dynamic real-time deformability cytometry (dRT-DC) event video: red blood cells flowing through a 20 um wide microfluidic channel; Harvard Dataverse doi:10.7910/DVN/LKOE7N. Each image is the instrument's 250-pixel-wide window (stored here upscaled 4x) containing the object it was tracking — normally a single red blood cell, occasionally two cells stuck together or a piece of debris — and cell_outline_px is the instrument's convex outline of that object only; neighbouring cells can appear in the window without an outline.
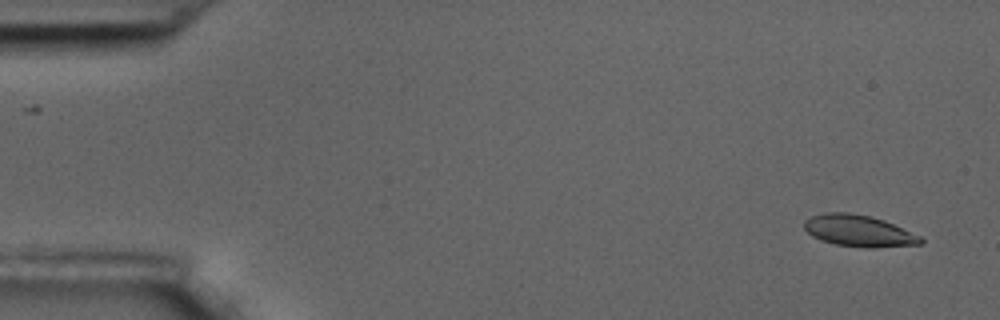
{"species": "common noctule bat (a hibernating species)", "species_latin": "Nyctalus noctula", "temperature_condition": "room temperature", "stored_images_in_passage": 57, "camera_frame_rate_fps": 3000, "um_per_image_px": 0.085, "animal": {"sex": "male", "body_mass_g": 17.5, "forearm_length_mm": 52.3}, "frame": {"image": 1, "passage_image": 2, "time_ms": 0.333, "image_size_px": [1000, 320], "cell_outline_px": [[924, 240], [920, 244], [876, 248], [868, 248], [836, 244], [820, 240], [812, 236], [804, 228], [804, 220], [812, 216], [824, 212], [848, 212], [872, 216], [884, 220], [920, 236]], "centroid_in_image_um": [72.98, 19.61], "position_along_channel_um": 12.0, "area_um2": 21.44}}
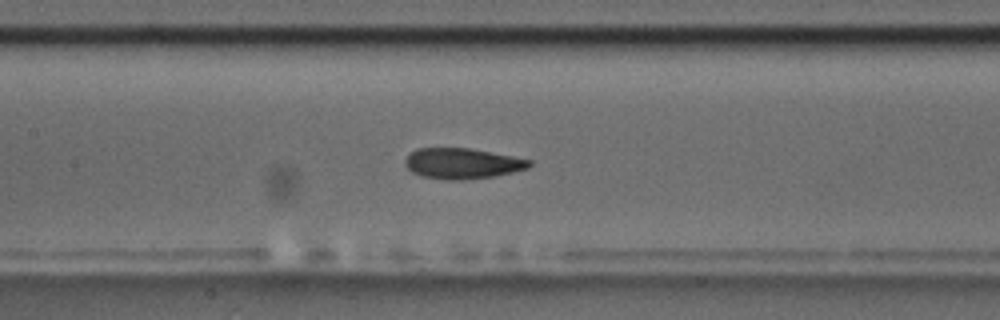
{"frame": {"image": 2, "passage_image": 26, "time_ms": 8.333, "image_size_px": [1000, 320], "cell_outline_px": [[532, 164], [528, 168], [512, 172], [492, 176], [464, 180], [444, 180], [420, 176], [412, 172], [404, 164], [404, 160], [416, 148], [468, 148], [512, 156], [532, 160]], "centroid_in_image_um": [39.27, 13.9], "position_along_channel_um": 168.1, "area_um2": 22.14}}
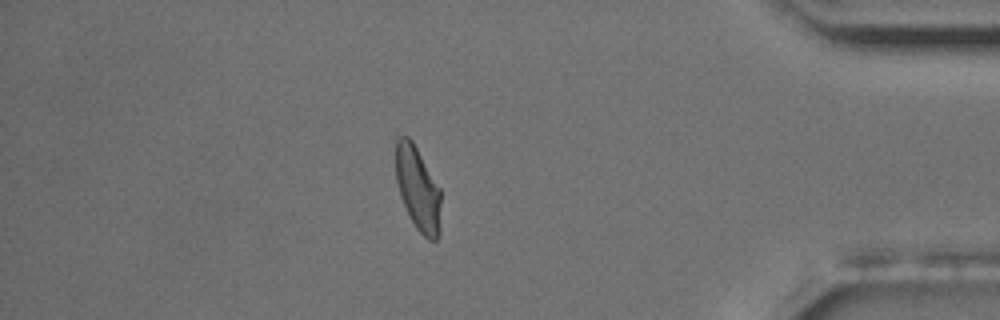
{"frame": {"image": 3, "passage_image": 49, "time_ms": 16.0, "image_size_px": [1000, 320], "cell_outline_px": [[440, 232], [436, 240], [428, 240], [416, 228], [408, 216], [400, 196], [396, 180], [396, 140], [400, 136], [408, 136], [412, 140], [440, 188]], "centroid_in_image_um": [35.51, 16.06], "position_along_channel_um": 399.7, "area_um2": 22.14}, "authors_computed_cell_mechanics": {"area_um2": 22.1952, "velocity_mm_per_s": 3.508, "shape_relaxation_time_tau1_ms": 4.4869, "shape_relaxation_time_tau2_ms": 2.0492, "deformation_change_tau1": 0.1384, "deformation_change_tau2": 0.0842}}